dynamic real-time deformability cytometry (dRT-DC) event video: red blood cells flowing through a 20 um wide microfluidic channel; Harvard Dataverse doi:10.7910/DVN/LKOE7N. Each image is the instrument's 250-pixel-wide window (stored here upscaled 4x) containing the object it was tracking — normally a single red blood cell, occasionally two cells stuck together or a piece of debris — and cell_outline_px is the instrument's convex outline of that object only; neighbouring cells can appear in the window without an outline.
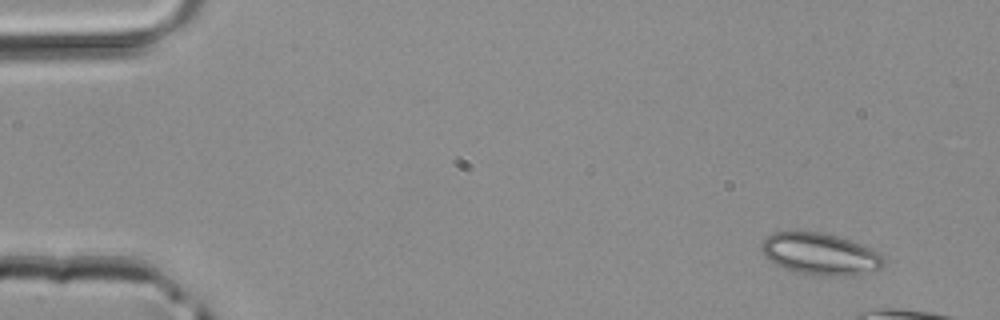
{"species": "common noctule bat (a hibernating species)", "species_latin": "Nyctalus noctula", "temperature_condition": "room temperature", "stored_images_in_passage": 4, "camera_frame_rate_fps": 3000, "um_per_image_px": 0.085, "animal": {"sex": "male", "body_mass_g": 20.4}, "frame": {"image": 1, "passage_image": 1, "time_ms": 0.0, "image_size_px": [1000, 320], "cell_outline_px": [[884, 264], [880, 268], [848, 276], [812, 276], [784, 268], [776, 264], [764, 256], [760, 248], [760, 244], [772, 232], [820, 232], [836, 236], [860, 244], [884, 256]], "centroid_in_image_um": [69.67, 21.6], "position_along_channel_um": 15.3, "area_um2": 29.48}}